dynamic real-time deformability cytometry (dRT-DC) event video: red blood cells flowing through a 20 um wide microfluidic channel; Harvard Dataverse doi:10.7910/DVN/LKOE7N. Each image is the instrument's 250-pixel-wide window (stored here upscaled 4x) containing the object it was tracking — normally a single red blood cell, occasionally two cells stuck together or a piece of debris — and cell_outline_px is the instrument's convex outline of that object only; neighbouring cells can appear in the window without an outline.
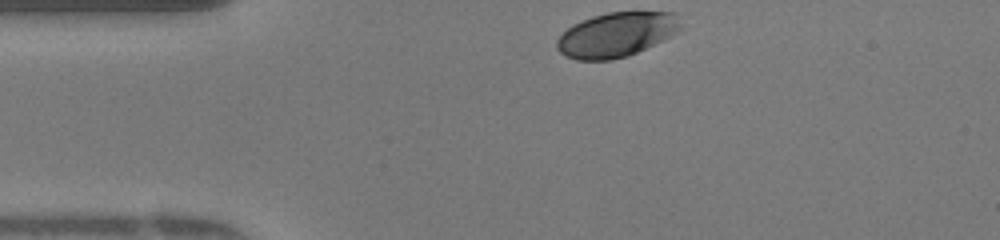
{"species": "human", "species_latin": "Homo sapiens", "temperature_condition": "warm", "stored_images_in_passage": 31, "camera_frame_rate_fps": 3000, "um_per_image_px": 0.085, "donor": {"sex": "female"}, "frame": {"image": 1, "passage_image": 1, "time_ms": 0.0, "image_size_px": [1000, 240], "cell_outline_px": [[680, 24], [676, 32], [672, 36], [628, 56], [612, 60], [576, 60], [560, 52], [556, 48], [556, 40], [572, 24], [592, 16], [608, 12], [676, 12]], "centroid_in_image_um": [52.38, 2.94], "position_along_channel_um": 32.6, "area_um2": 32.02}}
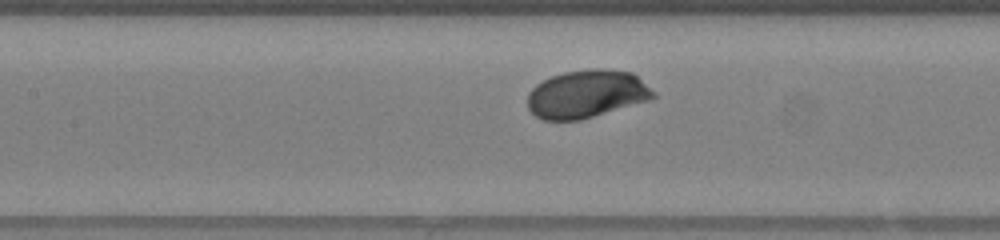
{"frame": {"image": 2, "passage_image": 13, "time_ms": 4.0, "image_size_px": [1000, 240], "cell_outline_px": [[656, 96], [648, 100], [580, 120], [544, 120], [536, 116], [528, 108], [528, 92], [536, 84], [552, 76], [564, 72], [588, 68], [604, 68], [632, 72], [656, 92]], "centroid_in_image_um": [49.86, 7.97], "position_along_channel_um": 157.5, "area_um2": 35.08}}
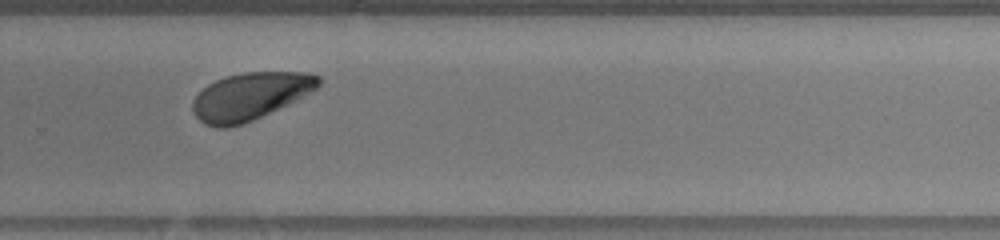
{"frame": {"image": 3, "passage_image": 24, "time_ms": 7.667, "image_size_px": [1000, 240], "cell_outline_px": [[320, 84], [316, 88], [304, 96], [288, 104], [252, 120], [228, 128], [216, 128], [204, 124], [192, 112], [192, 100], [208, 84], [224, 76], [244, 72], [312, 72], [320, 76]], "centroid_in_image_um": [21.25, 8.17], "position_along_channel_um": 308.5, "area_um2": 34.68}, "authors_computed_cell_mechanics": {"area_um2": 34.7378, "velocity_mm_per_s": 4.1283, "shape_relaxation_time_tau1_ms": 1.6025, "shape_relaxation_time_tau2_ms": null, "deformation_change_tau1": 0.0956, "deformation_change_tau2": null}}